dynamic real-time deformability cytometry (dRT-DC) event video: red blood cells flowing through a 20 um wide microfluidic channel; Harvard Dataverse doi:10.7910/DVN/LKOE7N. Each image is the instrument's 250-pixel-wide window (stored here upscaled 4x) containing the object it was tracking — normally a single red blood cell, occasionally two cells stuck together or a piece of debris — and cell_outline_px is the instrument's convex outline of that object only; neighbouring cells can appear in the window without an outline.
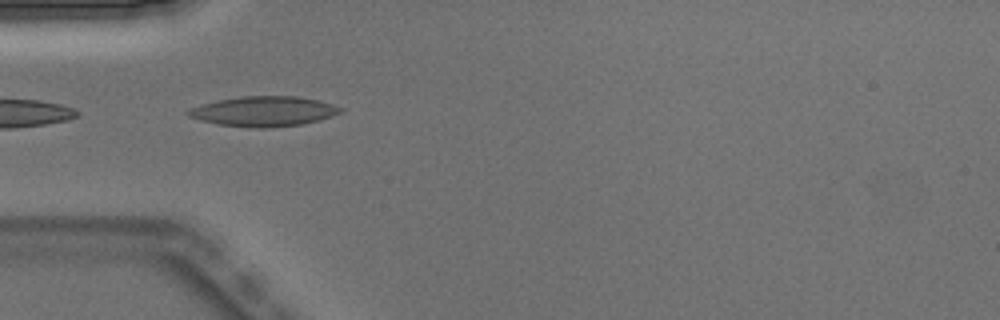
{"species": "Egyptian fruit bat (a non-hibernating species)", "species_latin": "Rousettus aegyptiacus", "temperature_condition": "warm", "stored_images_in_passage": 5, "camera_frame_rate_fps": 3000, "um_per_image_px": 0.085, "animal": {"sex": "male"}, "frame": {"image": 1, "passage_image": 5, "time_ms": 1.333, "image_size_px": [1000, 320], "cell_outline_px": [[344, 112], [320, 120], [300, 124], [268, 128], [252, 128], [220, 124], [200, 120], [188, 116], [184, 112], [192, 108], [204, 104], [220, 100], [240, 96], [300, 96], [332, 104], [344, 108]], "centroid_in_image_um": [22.47, 9.46], "position_along_channel_um": 62.5, "area_um2": 26.53}}